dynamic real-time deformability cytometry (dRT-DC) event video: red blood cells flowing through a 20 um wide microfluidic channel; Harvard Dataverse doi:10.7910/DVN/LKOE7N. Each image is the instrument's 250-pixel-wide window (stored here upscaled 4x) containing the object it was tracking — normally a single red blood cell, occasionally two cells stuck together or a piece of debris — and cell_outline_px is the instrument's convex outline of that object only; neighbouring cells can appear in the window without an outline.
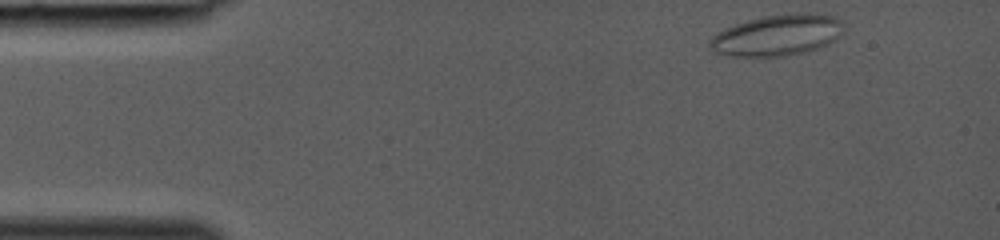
{"species": "common noctule bat (a hibernating species)", "species_latin": "Nyctalus noctula", "temperature_condition": "room temperature", "stored_images_in_passage": 36, "camera_frame_rate_fps": 3000, "um_per_image_px": 0.085, "animal": {"sex": "female", "body_mass_g": 19.0, "forearm_length_mm": 53.3}, "frame": {"image": 1, "passage_image": 1, "time_ms": 0.0, "image_size_px": [1000, 240], "cell_outline_px": [[844, 20], [840, 32], [828, 44], [804, 52], [784, 56], [728, 56], [712, 52], [708, 44], [708, 40], [716, 32], [724, 28], [748, 20], [764, 16], [836, 16]], "centroid_in_image_um": [65.94, 3.04], "position_along_channel_um": 19.1, "area_um2": 31.04}}
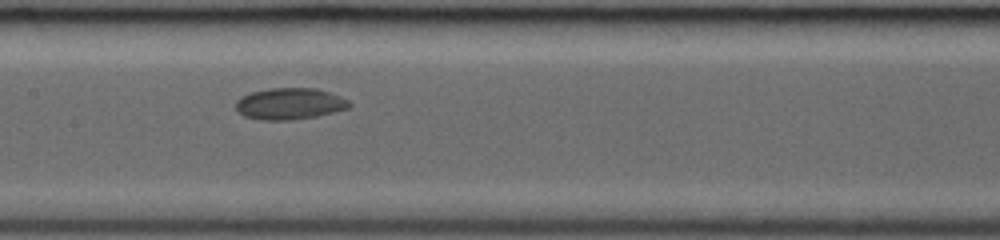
{"frame": {"image": 2, "passage_image": 17, "time_ms": 5.333, "image_size_px": [1000, 240], "cell_outline_px": [[352, 104], [348, 108], [316, 116], [292, 120], [260, 120], [244, 116], [236, 112], [236, 100], [240, 96], [252, 92], [268, 88], [316, 88], [340, 96], [348, 100]], "centroid_in_image_um": [24.58, 8.82], "position_along_channel_um": 182.8, "area_um2": 20.92}}
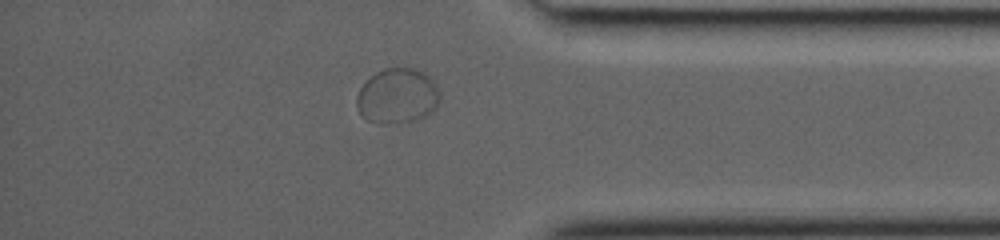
{"frame": {"image": 3, "passage_image": 31, "time_ms": 10.0, "image_size_px": [1000, 240], "cell_outline_px": [[440, 100], [436, 108], [432, 112], [416, 120], [396, 124], [380, 124], [368, 120], [360, 116], [356, 104], [356, 96], [360, 88], [376, 72], [384, 68], [412, 68], [424, 72], [436, 84], [440, 92]], "centroid_in_image_um": [33.78, 8.18], "position_along_channel_um": 401.4, "area_um2": 27.05}}